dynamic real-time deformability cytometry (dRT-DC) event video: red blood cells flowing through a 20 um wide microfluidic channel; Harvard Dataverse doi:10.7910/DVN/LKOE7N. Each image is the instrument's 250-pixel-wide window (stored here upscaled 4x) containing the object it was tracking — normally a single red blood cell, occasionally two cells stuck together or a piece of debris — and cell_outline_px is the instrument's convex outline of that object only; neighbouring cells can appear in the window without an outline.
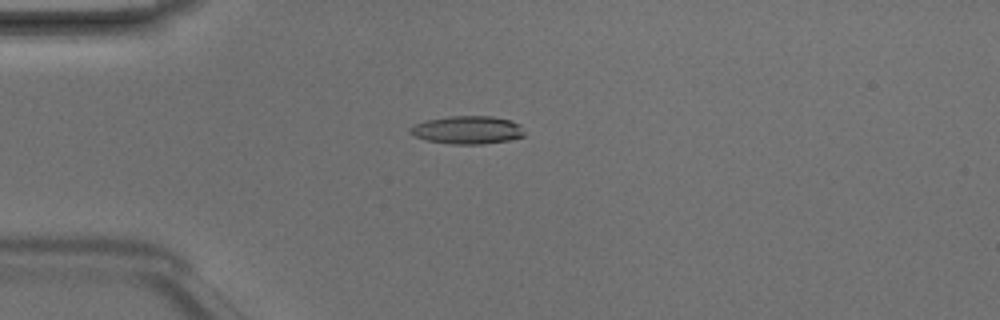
{"species": "Egyptian fruit bat (a non-hibernating species)", "species_latin": "Rousettus aegyptiacus", "temperature_condition": "room temperature", "stored_images_in_passage": 6, "camera_frame_rate_fps": 3000, "um_per_image_px": 0.085, "animal": {"sex": "male"}, "frame": {"image": 1, "passage_image": 4, "time_ms": 1.0, "image_size_px": [1000, 320], "cell_outline_px": [[524, 136], [508, 140], [484, 144], [452, 144], [424, 140], [412, 136], [408, 132], [408, 128], [416, 124], [428, 120], [448, 116], [492, 116], [512, 120], [520, 124], [524, 132]], "centroid_in_image_um": [39.71, 11.05], "position_along_channel_um": 45.3, "area_um2": 18.84}}